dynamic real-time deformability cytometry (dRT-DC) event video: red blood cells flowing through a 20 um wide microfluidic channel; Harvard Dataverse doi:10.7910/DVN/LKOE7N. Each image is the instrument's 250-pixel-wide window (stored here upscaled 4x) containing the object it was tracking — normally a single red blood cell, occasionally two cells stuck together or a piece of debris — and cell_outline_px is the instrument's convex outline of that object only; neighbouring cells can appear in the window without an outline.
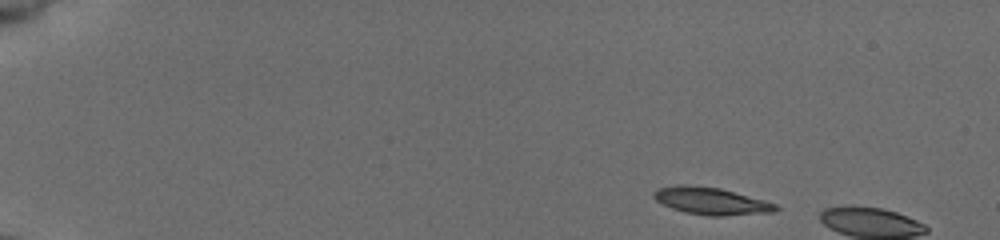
{"species": "common noctule bat (a hibernating species)", "species_latin": "Nyctalus noctula", "temperature_condition": "cold", "stored_images_in_passage": 6, "camera_frame_rate_fps": 3000, "um_per_image_px": 0.085, "animal": {"sex": "female", "body_mass_g": 19.5, "forearm_length_mm": 54.1}, "frame": {"image": 1, "passage_image": 1, "time_ms": 0.0, "image_size_px": [1000, 240], "cell_outline_px": [[780, 208], [776, 212], [724, 216], [708, 216], [684, 212], [672, 208], [656, 200], [652, 196], [652, 192], [656, 188], [676, 184], [688, 184], [720, 188], [764, 200], [776, 204]], "centroid_in_image_um": [60.43, 17.08], "position_along_channel_um": 24.6, "area_um2": 19.59}}